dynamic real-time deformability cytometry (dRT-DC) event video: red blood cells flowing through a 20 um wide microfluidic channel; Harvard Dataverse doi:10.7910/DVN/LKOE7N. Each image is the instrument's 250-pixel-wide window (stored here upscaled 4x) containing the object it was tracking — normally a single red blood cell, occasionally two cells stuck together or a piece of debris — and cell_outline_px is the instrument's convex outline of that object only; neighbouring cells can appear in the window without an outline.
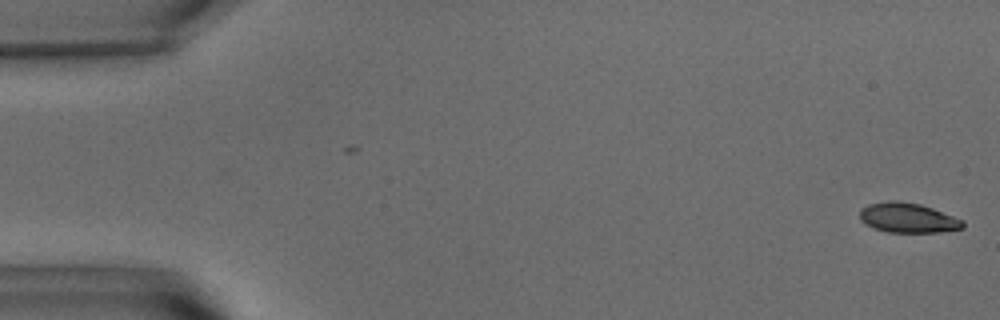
{"species": "common noctule bat (a hibernating species)", "species_latin": "Nyctalus noctula", "temperature_condition": "warm", "stored_images_in_passage": 56, "camera_frame_rate_fps": 3000, "um_per_image_px": 0.085, "animal": {"sex": "male", "body_mass_g": 15.6}, "frame": {"image": 1, "passage_image": 1, "time_ms": 0.0, "image_size_px": [1000, 320], "cell_outline_px": [[964, 228], [940, 232], [888, 232], [864, 224], [860, 220], [860, 208], [868, 204], [888, 200], [896, 200], [920, 204], [932, 208], [964, 220]], "centroid_in_image_um": [77.16, 18.51], "position_along_channel_um": 7.8, "area_um2": 17.98}}
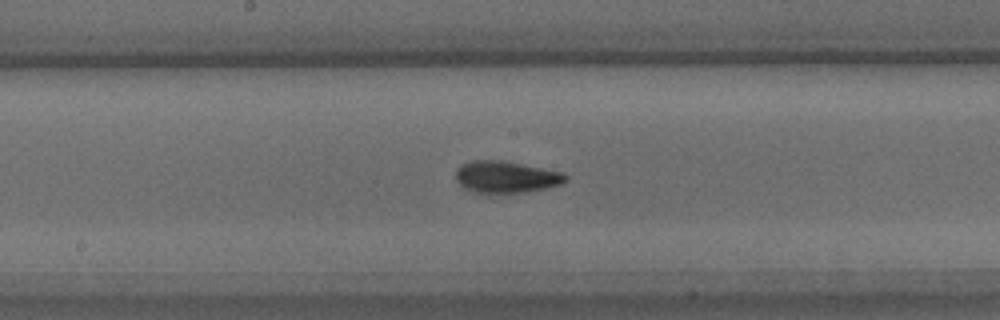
{"frame": {"image": 2, "passage_image": 29, "time_ms": 9.333, "image_size_px": [1000, 320], "cell_outline_px": [[568, 180], [560, 184], [544, 188], [524, 192], [476, 192], [464, 188], [456, 180], [456, 168], [472, 160], [504, 160], [564, 172], [568, 176]], "centroid_in_image_um": [43.03, 15.02], "position_along_channel_um": 205.2, "area_um2": 20.23}}
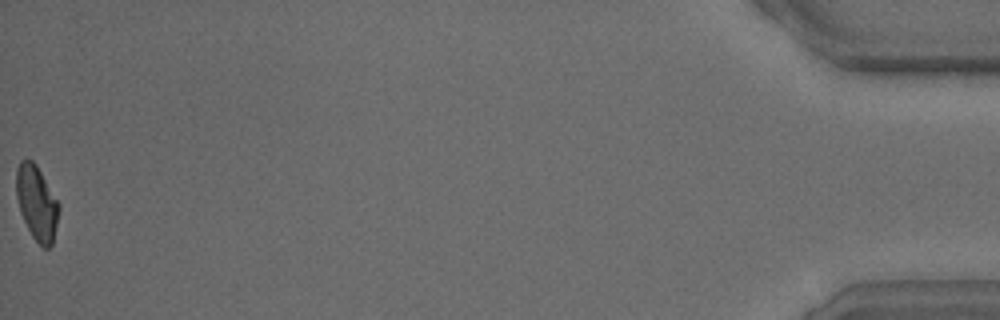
{"frame": {"image": 3, "passage_image": 56, "time_ms": 18.333, "image_size_px": [1000, 320], "cell_outline_px": [[60, 208], [52, 244], [48, 248], [44, 248], [32, 236], [20, 212], [16, 196], [16, 168], [20, 160], [32, 160], [36, 164], [60, 204]], "centroid_in_image_um": [3.12, 17.22], "position_along_channel_um": 432.1, "area_um2": 18.44}, "authors_computed_cell_mechanics": {"area_um2": 19.4497, "velocity_mm_per_s": 3.6246, "shape_relaxation_time_tau1_ms": 4.0121, "shape_relaxation_time_tau2_ms": 2.212, "deformation_change_tau1": 0.1595, "deformation_change_tau2": 0.0689}}